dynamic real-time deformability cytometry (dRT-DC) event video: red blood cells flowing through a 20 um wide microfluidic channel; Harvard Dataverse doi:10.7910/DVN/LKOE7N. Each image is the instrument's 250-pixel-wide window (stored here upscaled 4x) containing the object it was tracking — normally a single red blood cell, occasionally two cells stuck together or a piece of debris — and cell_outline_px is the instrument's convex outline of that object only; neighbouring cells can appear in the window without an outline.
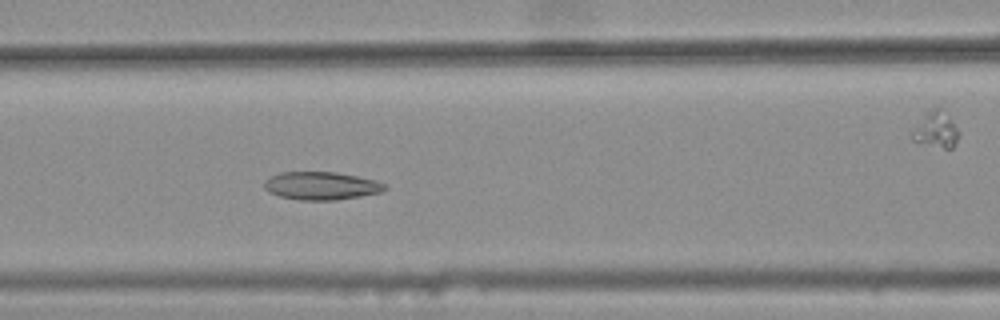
{"species": "common noctule bat (a hibernating species)", "species_latin": "Nyctalus noctula", "temperature_condition": "warm", "stored_images_in_passage": 46, "camera_frame_rate_fps": 3000, "um_per_image_px": 0.085, "animal": {"sex": "female", "body_mass_g": 25.1}, "frame": {"image": 1, "passage_image": 23, "time_ms": 7.333, "image_size_px": [1000, 320], "cell_outline_px": [[388, 188], [380, 192], [360, 196], [336, 200], [300, 200], [280, 196], [268, 192], [264, 188], [264, 180], [280, 172], [336, 172], [376, 180], [384, 184]], "centroid_in_image_um": [27.29, 15.79], "position_along_channel_um": 139.3, "area_um2": 19.59}}
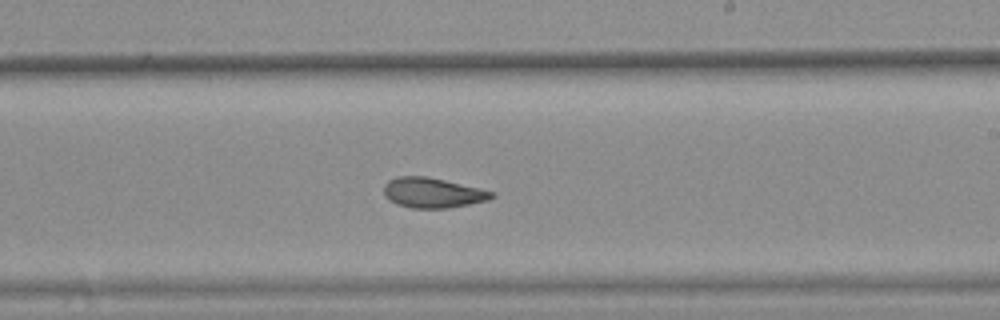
{"frame": {"image": 2, "passage_image": 32, "time_ms": 10.333, "image_size_px": [1000, 320], "cell_outline_px": [[496, 196], [488, 200], [448, 208], [412, 208], [396, 204], [388, 200], [384, 196], [384, 184], [388, 180], [396, 176], [428, 176], [480, 188], [496, 192]], "centroid_in_image_um": [36.76, 16.38], "position_along_channel_um": 252.2, "area_um2": 19.13}}
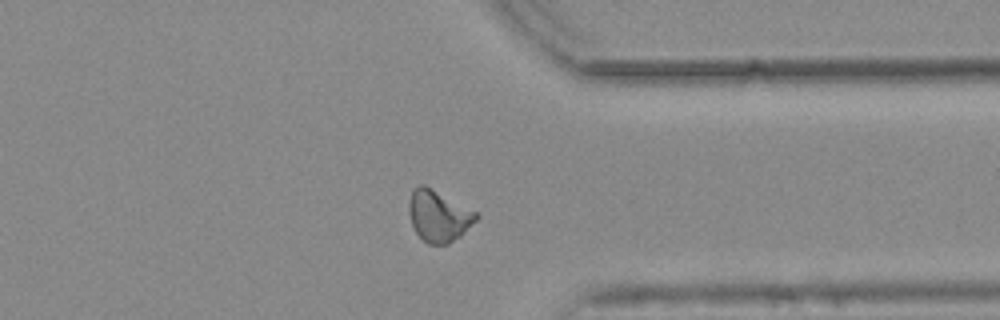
{"frame": {"image": 3, "passage_image": 42, "time_ms": 13.667, "image_size_px": [1000, 320], "cell_outline_px": [[480, 216], [460, 236], [448, 244], [428, 244], [416, 232], [412, 224], [408, 212], [408, 200], [412, 192], [420, 184], [424, 184], [476, 212]], "centroid_in_image_um": [37.26, 18.35], "position_along_channel_um": 374.1, "area_um2": 19.83}, "authors_computed_cell_mechanics": {"area_um2": 19.652, "velocity_mm_per_s": 3.7724, "shape_relaxation_time_tau1_ms": null, "shape_relaxation_time_tau2_ms": 2.7142, "deformation_change_tau1": null, "deformation_change_tau2": 0.0973}}